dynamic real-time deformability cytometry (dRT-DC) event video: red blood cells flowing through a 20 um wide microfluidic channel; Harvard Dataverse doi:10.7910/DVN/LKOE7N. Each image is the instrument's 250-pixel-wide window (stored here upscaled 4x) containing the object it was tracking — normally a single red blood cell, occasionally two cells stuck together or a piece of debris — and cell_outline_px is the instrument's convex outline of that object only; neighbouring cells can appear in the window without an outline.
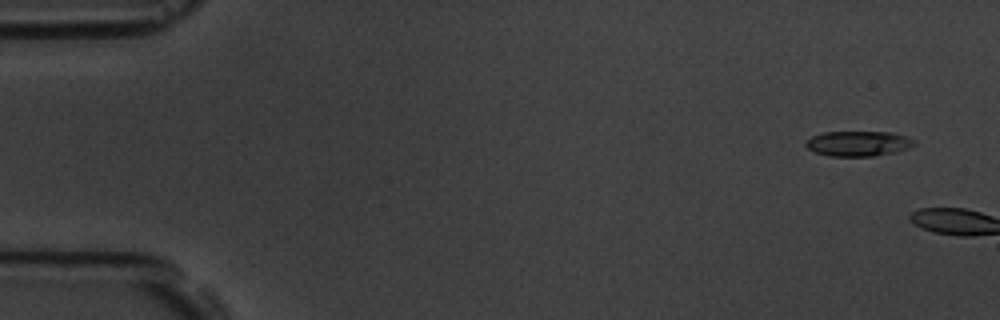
{"species": "common noctule bat (a hibernating species)", "species_latin": "Nyctalus noctula", "temperature_condition": "room temperature", "stored_images_in_passage": 5, "camera_frame_rate_fps": 3000, "um_per_image_px": 0.085, "animal": {"sex": "male", "body_mass_g": 19.5, "forearm_length_mm": 54.6}, "frame": {"image": 1, "passage_image": 1, "time_ms": 0.0, "image_size_px": [1000, 320], "cell_outline_px": [[916, 144], [908, 148], [896, 152], [872, 156], [828, 156], [816, 152], [808, 148], [804, 144], [804, 140], [812, 136], [824, 132], [892, 132], [916, 140]], "centroid_in_image_um": [72.94, 12.2], "position_along_channel_um": 12.1, "area_um2": 15.95}}
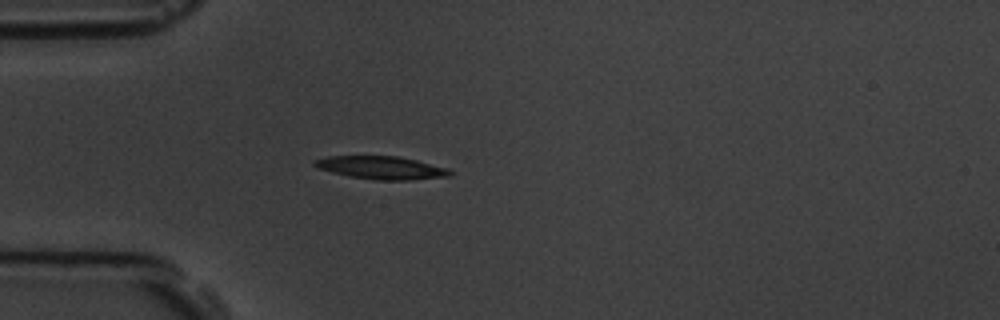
{"frame": {"image": 2, "passage_image": 5, "time_ms": 5.667, "image_size_px": [1000, 320], "cell_outline_px": [[456, 172], [452, 176], [408, 180], [376, 180], [348, 176], [332, 172], [320, 168], [312, 164], [312, 160], [328, 156], [396, 156], [416, 160], [448, 168]], "centroid_in_image_um": [32.46, 14.26], "position_along_channel_um": 52.5, "area_um2": 18.21}}